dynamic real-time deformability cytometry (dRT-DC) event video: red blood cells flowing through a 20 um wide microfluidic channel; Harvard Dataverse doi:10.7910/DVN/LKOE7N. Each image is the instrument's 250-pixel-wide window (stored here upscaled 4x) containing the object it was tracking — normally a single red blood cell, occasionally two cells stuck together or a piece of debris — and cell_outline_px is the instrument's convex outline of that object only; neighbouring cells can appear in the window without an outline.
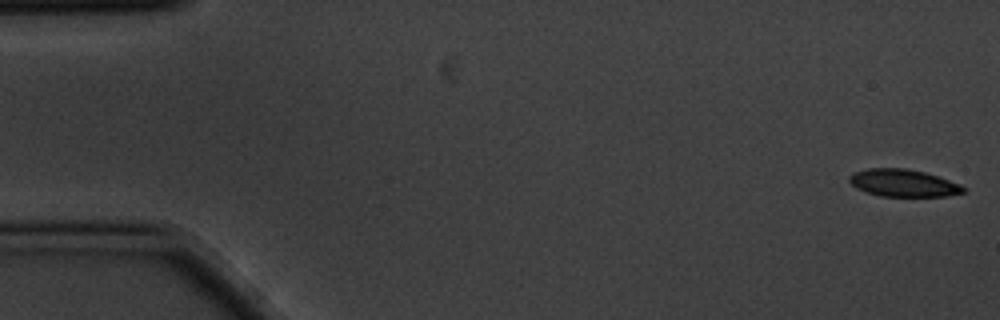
{"species": "common noctule bat (a hibernating species)", "species_latin": "Nyctalus noctula", "temperature_condition": "cold", "stored_images_in_passage": 6, "camera_frame_rate_fps": 3000, "um_per_image_px": 0.085, "animal": {"sex": "male", "body_mass_g": 20.1, "forearm_length_mm": 53.5}, "frame": {"image": 1, "passage_image": 1, "time_ms": 0.0, "image_size_px": [1000, 320], "cell_outline_px": [[968, 188], [964, 192], [948, 196], [880, 196], [856, 188], [848, 180], [848, 176], [852, 172], [868, 168], [904, 168], [924, 172], [960, 184]], "centroid_in_image_um": [76.76, 15.55], "position_along_channel_um": 8.2, "area_um2": 18.15}}
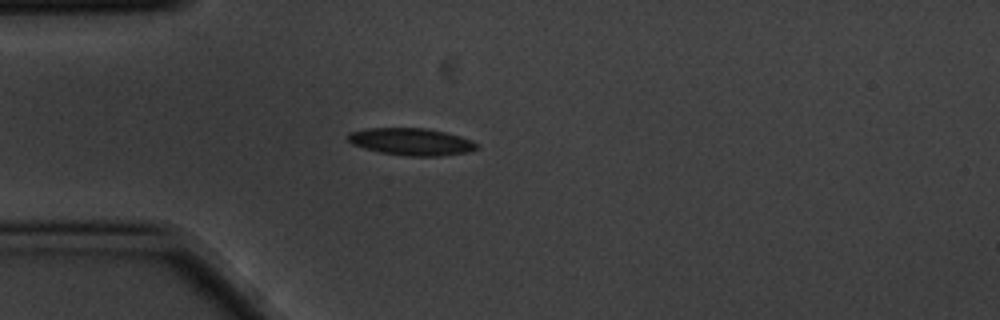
{"frame": {"image": 2, "passage_image": 5, "time_ms": 1.333, "image_size_px": [1000, 320], "cell_outline_px": [[480, 144], [476, 148], [468, 152], [440, 156], [408, 156], [380, 152], [364, 148], [352, 144], [348, 140], [348, 132], [368, 128], [424, 128], [444, 132], [460, 136], [472, 140]], "centroid_in_image_um": [34.96, 12.04], "position_along_channel_um": 50.0, "area_um2": 20.35}}